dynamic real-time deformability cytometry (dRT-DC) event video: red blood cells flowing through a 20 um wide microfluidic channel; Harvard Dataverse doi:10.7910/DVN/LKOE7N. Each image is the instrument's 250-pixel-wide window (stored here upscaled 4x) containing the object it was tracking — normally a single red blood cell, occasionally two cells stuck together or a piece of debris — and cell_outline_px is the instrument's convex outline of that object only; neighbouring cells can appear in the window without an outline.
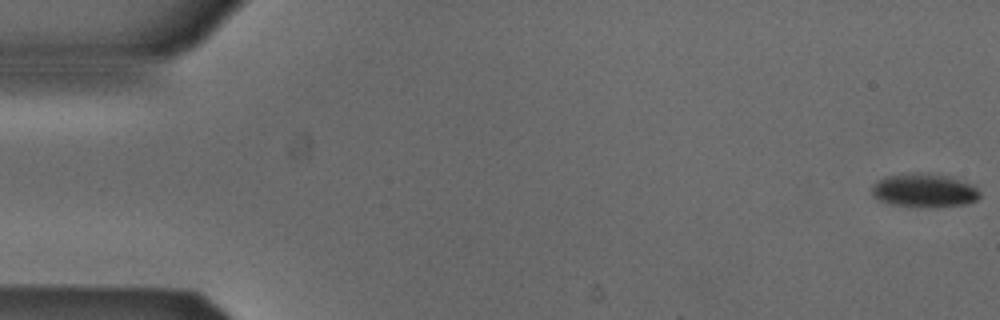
{"species": "Egyptian fruit bat (a non-hibernating species)", "species_latin": "Rousettus aegyptiacus", "temperature_condition": "cold", "stored_images_in_passage": 5, "camera_frame_rate_fps": 3000, "um_per_image_px": 0.085, "animal": {"sex": "male"}, "frame": {"image": 1, "passage_image": 1, "time_ms": 0.0, "image_size_px": [1000, 320], "cell_outline_px": [[980, 196], [976, 200], [968, 204], [932, 208], [920, 208], [892, 204], [880, 200], [872, 196], [872, 184], [876, 180], [884, 176], [908, 172], [932, 172], [952, 176], [972, 184], [980, 192]], "centroid_in_image_um": [78.56, 16.17], "position_along_channel_um": 6.4, "area_um2": 22.08}}
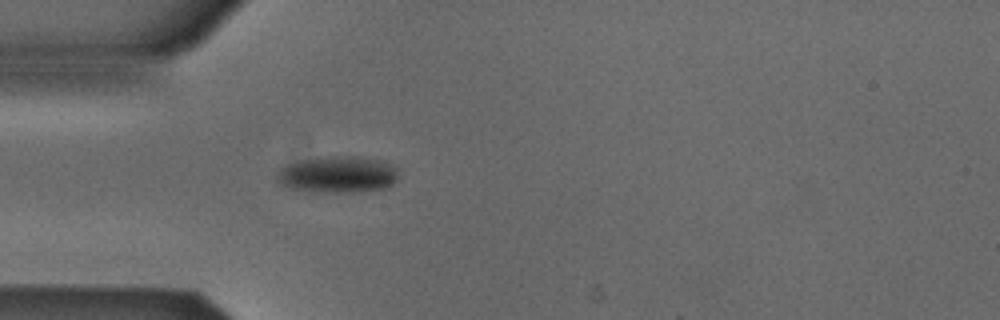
{"frame": {"image": 2, "passage_image": 5, "time_ms": 1.333, "image_size_px": [1000, 320], "cell_outline_px": [[400, 168], [396, 180], [392, 184], [384, 188], [356, 192], [308, 192], [288, 188], [280, 184], [276, 180], [276, 172], [280, 168], [288, 164], [304, 160], [332, 156], [356, 156], [380, 160]], "centroid_in_image_um": [28.7, 14.84], "position_along_channel_um": 56.3, "area_um2": 26.18}}